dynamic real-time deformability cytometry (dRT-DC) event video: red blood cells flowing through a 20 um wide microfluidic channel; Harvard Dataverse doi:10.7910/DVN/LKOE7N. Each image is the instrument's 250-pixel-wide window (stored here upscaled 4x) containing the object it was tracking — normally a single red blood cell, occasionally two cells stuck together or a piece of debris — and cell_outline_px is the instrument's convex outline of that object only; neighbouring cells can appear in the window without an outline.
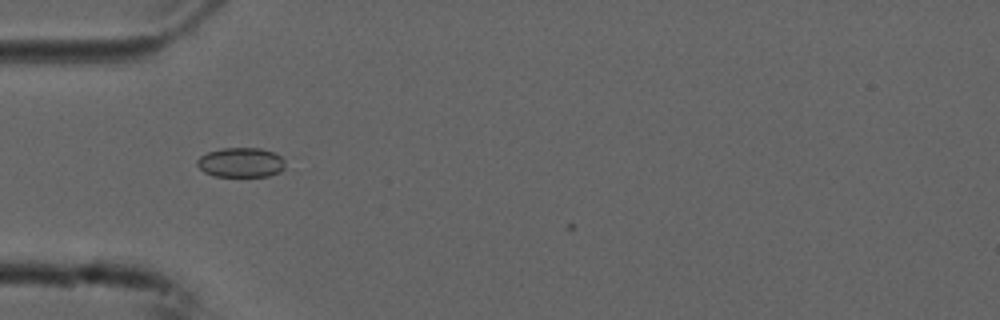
{"species": "common noctule bat (a hibernating species)", "species_latin": "Nyctalus noctula", "temperature_condition": "cold", "stored_images_in_passage": 3, "camera_frame_rate_fps": 3000, "um_per_image_px": 0.085, "animal": {"sex": "male", "forearm_length_mm": 52.5}, "frame": {"image": 1, "passage_image": 1, "time_ms": 0.0, "image_size_px": [1000, 320], "cell_outline_px": [[284, 168], [280, 172], [268, 176], [212, 176], [204, 172], [196, 164], [196, 160], [200, 156], [208, 152], [220, 148], [260, 148], [276, 152], [284, 160]], "centroid_in_image_um": [20.47, 13.8], "position_along_channel_um": 64.5, "area_um2": 15.37}}